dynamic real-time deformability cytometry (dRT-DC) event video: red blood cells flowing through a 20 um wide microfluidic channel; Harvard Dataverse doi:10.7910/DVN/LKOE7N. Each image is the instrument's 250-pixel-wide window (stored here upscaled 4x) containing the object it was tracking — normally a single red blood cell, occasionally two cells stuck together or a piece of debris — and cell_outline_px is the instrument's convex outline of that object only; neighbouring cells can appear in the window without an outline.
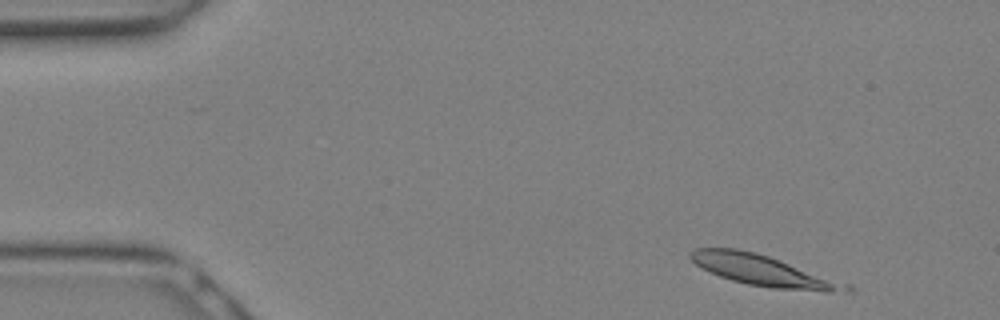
{"species": "Egyptian fruit bat (a non-hibernating species)", "species_latin": "Rousettus aegyptiacus", "temperature_condition": "warm", "stored_images_in_passage": 6, "camera_frame_rate_fps": 3000, "um_per_image_px": 0.085, "animal": {"sex": "female"}, "frame": {"image": 1, "passage_image": 2, "time_ms": 0.333, "image_size_px": [1000, 320], "cell_outline_px": [[856, 288], [852, 292], [824, 292], [772, 288], [748, 284], [732, 280], [720, 276], [696, 264], [688, 256], [688, 252], [696, 248], [736, 248], [756, 252], [852, 284]], "centroid_in_image_um": [64.99, 23.02], "position_along_channel_um": 20.0, "area_um2": 28.15}}